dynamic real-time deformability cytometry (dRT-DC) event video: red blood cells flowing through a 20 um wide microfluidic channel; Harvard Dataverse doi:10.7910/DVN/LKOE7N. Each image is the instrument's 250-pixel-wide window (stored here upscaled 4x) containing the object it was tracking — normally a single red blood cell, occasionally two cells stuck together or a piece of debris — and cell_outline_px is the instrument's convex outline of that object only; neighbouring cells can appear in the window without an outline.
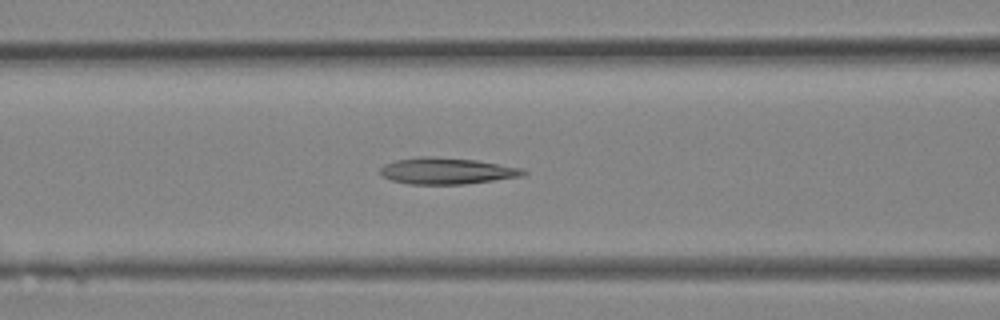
{"species": "Egyptian fruit bat (a non-hibernating species)", "species_latin": "Rousettus aegyptiacus", "temperature_condition": "room temperature", "stored_images_in_passage": 16, "camera_frame_rate_fps": 3000, "um_per_image_px": 0.085, "animal": {"sex": "female"}, "frame": {"image": 1, "passage_image": 12, "time_ms": 3.667, "image_size_px": [1000, 320], "cell_outline_px": [[528, 172], [524, 176], [464, 184], [408, 184], [392, 180], [384, 176], [380, 172], [380, 168], [384, 164], [396, 160], [420, 156], [432, 156], [476, 160], [524, 168]], "centroid_in_image_um": [38.01, 14.52], "position_along_channel_um": 128.6, "area_um2": 22.08}}
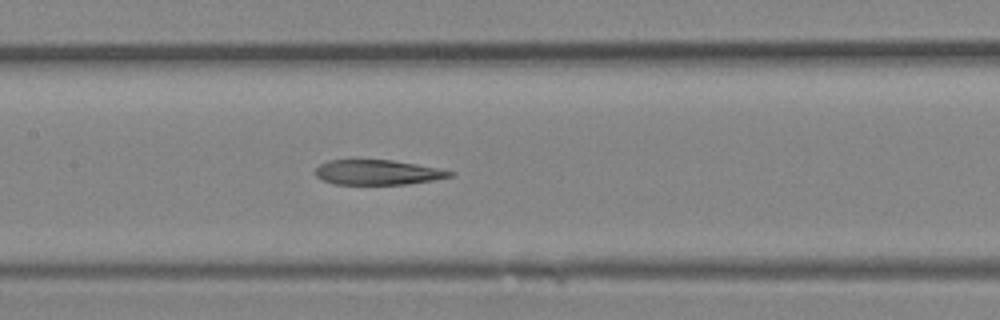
{"frame": {"image": 2, "passage_image": 14, "time_ms": 4.333, "image_size_px": [1000, 320], "cell_outline_px": [[456, 172], [452, 176], [432, 180], [408, 184], [332, 184], [316, 176], [316, 168], [320, 164], [328, 160], [392, 160], [416, 164]], "centroid_in_image_um": [32.09, 14.65], "position_along_channel_um": 175.3, "area_um2": 19.36}}
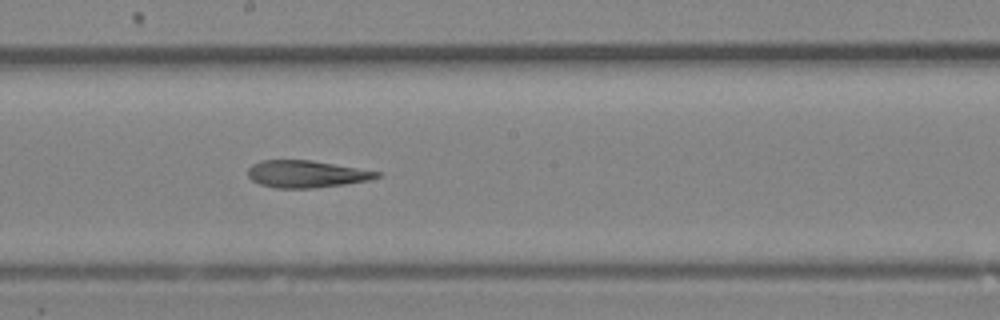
{"frame": {"image": 3, "passage_image": 16, "time_ms": 5.0, "image_size_px": [1000, 320], "cell_outline_px": [[380, 176], [368, 180], [344, 184], [316, 188], [276, 188], [260, 184], [252, 180], [248, 176], [248, 168], [252, 164], [260, 160], [312, 160], [380, 172]], "centroid_in_image_um": [26.0, 14.79], "position_along_channel_um": 222.2, "area_um2": 20.29}}